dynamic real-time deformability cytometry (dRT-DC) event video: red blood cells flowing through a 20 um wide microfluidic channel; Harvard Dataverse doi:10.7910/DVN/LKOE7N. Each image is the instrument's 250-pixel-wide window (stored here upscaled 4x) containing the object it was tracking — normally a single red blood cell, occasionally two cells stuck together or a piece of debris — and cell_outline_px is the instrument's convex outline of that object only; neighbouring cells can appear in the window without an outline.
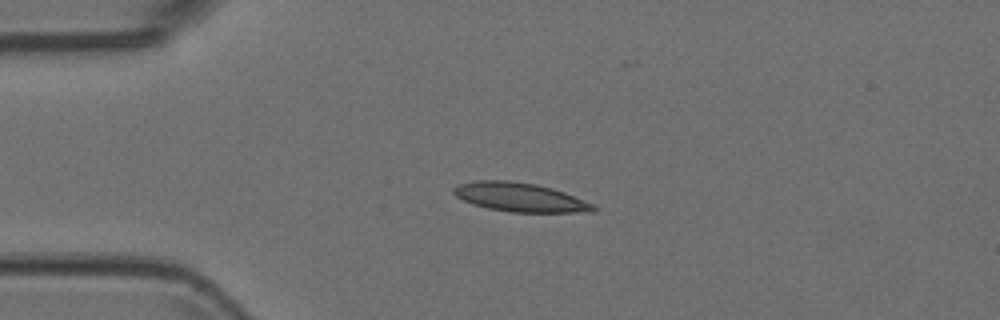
{"species": "Egyptian fruit bat (a non-hibernating species)", "species_latin": "Rousettus aegyptiacus", "temperature_condition": "room temperature", "stored_images_in_passage": 8, "camera_frame_rate_fps": 3000, "um_per_image_px": 0.085, "animal": {"sex": "female"}, "frame": {"image": 1, "passage_image": 2, "time_ms": 0.333, "image_size_px": [1000, 320], "cell_outline_px": [[596, 208], [592, 212], [512, 212], [488, 208], [472, 204], [456, 196], [452, 192], [452, 188], [460, 184], [476, 180], [508, 180], [536, 184], [552, 188], [564, 192], [596, 204]], "centroid_in_image_um": [44.21, 16.76], "position_along_channel_um": 40.8, "area_um2": 23.58}}
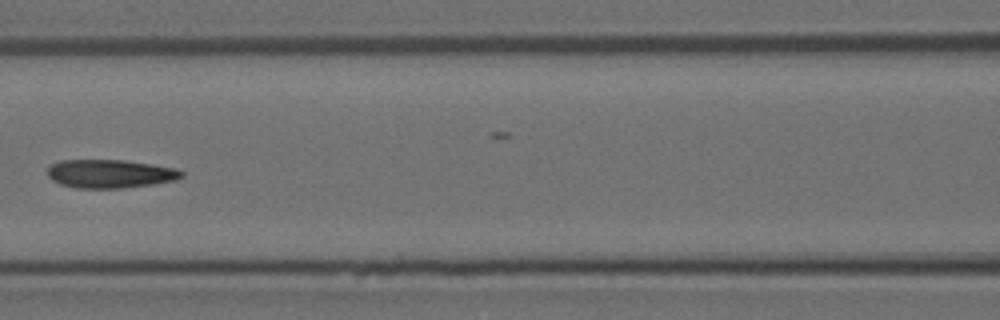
{"frame": {"image": 2, "passage_image": 5, "time_ms": 1.333, "image_size_px": [1000, 320], "cell_outline_px": [[184, 176], [176, 180], [152, 184], [120, 188], [76, 188], [60, 184], [52, 180], [48, 176], [48, 168], [52, 164], [60, 160], [124, 160], [176, 168], [184, 172]], "centroid_in_image_um": [9.36, 14.77], "position_along_channel_um": 157.2, "area_um2": 22.2}}
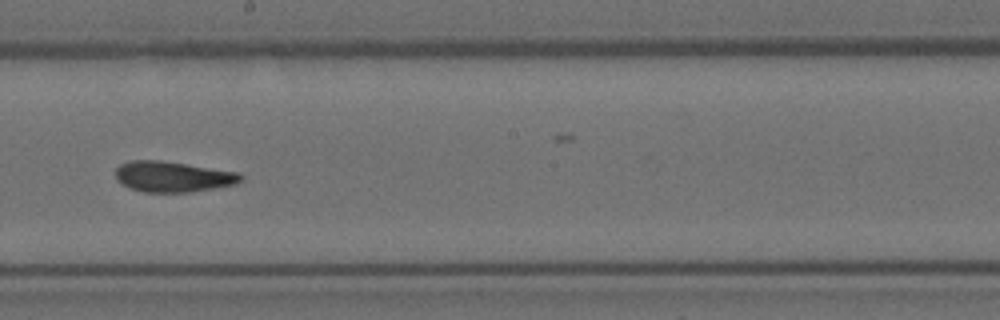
{"frame": {"image": 3, "passage_image": 7, "time_ms": 2.0, "image_size_px": [1000, 320], "cell_outline_px": [[244, 180], [236, 184], [192, 192], [144, 192], [132, 188], [116, 180], [116, 168], [120, 164], [132, 160], [160, 160], [240, 172], [244, 176]], "centroid_in_image_um": [14.74, 15.01], "position_along_channel_um": 233.5, "area_um2": 22.43}}